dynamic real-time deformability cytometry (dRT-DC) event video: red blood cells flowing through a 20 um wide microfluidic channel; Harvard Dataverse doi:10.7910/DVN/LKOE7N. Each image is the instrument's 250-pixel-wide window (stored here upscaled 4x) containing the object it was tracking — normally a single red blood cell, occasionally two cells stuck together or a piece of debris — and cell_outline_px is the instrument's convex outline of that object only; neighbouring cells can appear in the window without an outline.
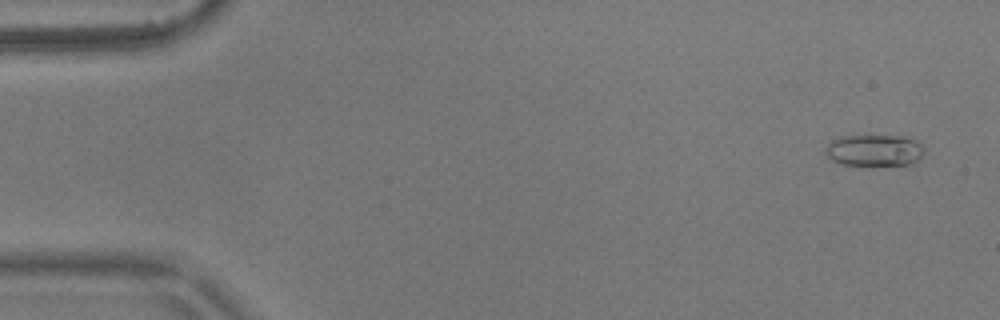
{"species": "common noctule bat (a hibernating species)", "species_latin": "Nyctalus noctula", "temperature_condition": "warm", "stored_images_in_passage": 4, "camera_frame_rate_fps": 3000, "um_per_image_px": 0.085, "animal": {"sex": "male", "body_mass_g": 17.9}, "frame": {"image": 1, "passage_image": 1, "time_ms": 0.0, "image_size_px": [1000, 320], "cell_outline_px": [[924, 152], [916, 160], [908, 164], [840, 164], [832, 160], [824, 152], [824, 148], [832, 140], [840, 136], [900, 136], [912, 140], [920, 144], [924, 148]], "centroid_in_image_um": [74.25, 12.76], "position_along_channel_um": 10.8, "area_um2": 17.69}}